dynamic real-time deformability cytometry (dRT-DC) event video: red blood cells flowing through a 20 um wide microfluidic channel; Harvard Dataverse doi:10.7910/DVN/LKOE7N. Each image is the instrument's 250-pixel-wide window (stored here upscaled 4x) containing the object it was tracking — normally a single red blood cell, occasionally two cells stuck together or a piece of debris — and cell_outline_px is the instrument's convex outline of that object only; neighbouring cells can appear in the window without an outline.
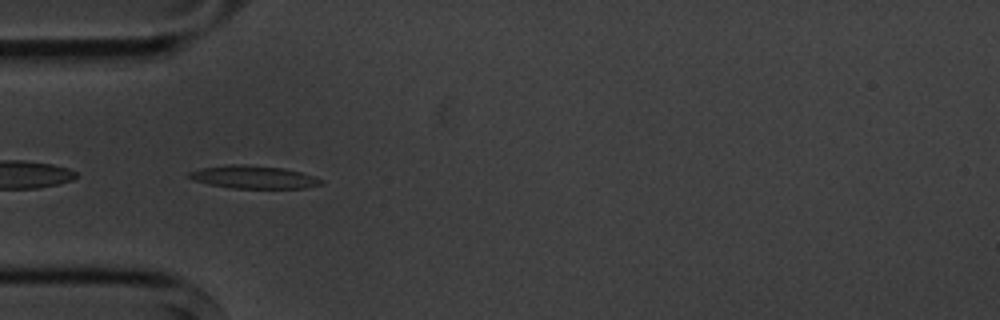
{"species": "common noctule bat (a hibernating species)", "species_latin": "Nyctalus noctula", "temperature_condition": "cold", "stored_images_in_passage": 5, "camera_frame_rate_fps": 3000, "um_per_image_px": 0.085, "animal": {"sex": "male", "body_mass_g": 20.1, "forearm_length_mm": 53.5}, "frame": {"image": 1, "passage_image": 4, "time_ms": 3.667, "image_size_px": [1000, 320], "cell_outline_px": [[324, 184], [308, 188], [232, 188], [208, 184], [192, 180], [188, 176], [188, 172], [200, 168], [228, 164], [244, 164], [284, 168], [300, 172], [324, 180]], "centroid_in_image_um": [21.55, 15.05], "position_along_channel_um": 63.5, "area_um2": 17.74}}